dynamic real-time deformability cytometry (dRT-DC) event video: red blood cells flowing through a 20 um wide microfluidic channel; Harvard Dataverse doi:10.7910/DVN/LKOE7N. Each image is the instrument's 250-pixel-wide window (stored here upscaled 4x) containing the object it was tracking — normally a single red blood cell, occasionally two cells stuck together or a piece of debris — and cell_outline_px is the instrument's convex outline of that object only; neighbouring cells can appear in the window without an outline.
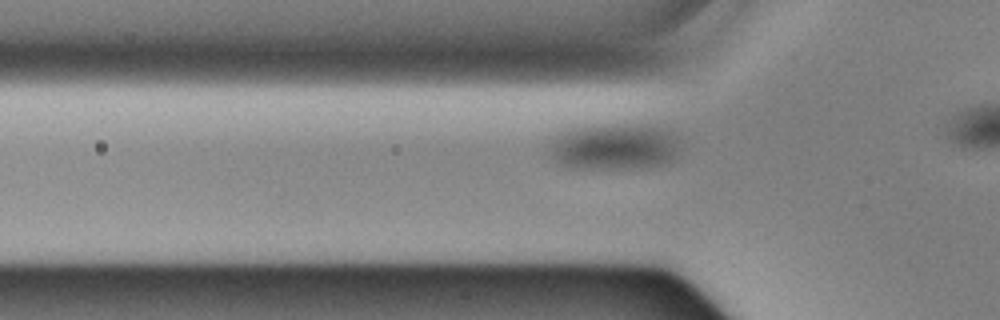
{"species": "Egyptian fruit bat (a non-hibernating species)", "species_latin": "Rousettus aegyptiacus", "temperature_condition": "cold", "stored_images_in_passage": 33, "camera_frame_rate_fps": 3000, "um_per_image_px": 0.085, "animal": {"sex": "male"}, "frame": {"image": 1, "passage_image": 5, "time_ms": 1.333, "image_size_px": [1000, 320], "cell_outline_px": [[676, 152], [672, 160], [664, 164], [648, 168], [568, 168], [560, 164], [552, 156], [548, 148], [552, 140], [568, 124], [648, 124], [660, 128], [668, 132], [676, 140]], "centroid_in_image_um": [52.08, 12.43], "position_along_channel_um": 73.7, "area_um2": 36.01}}
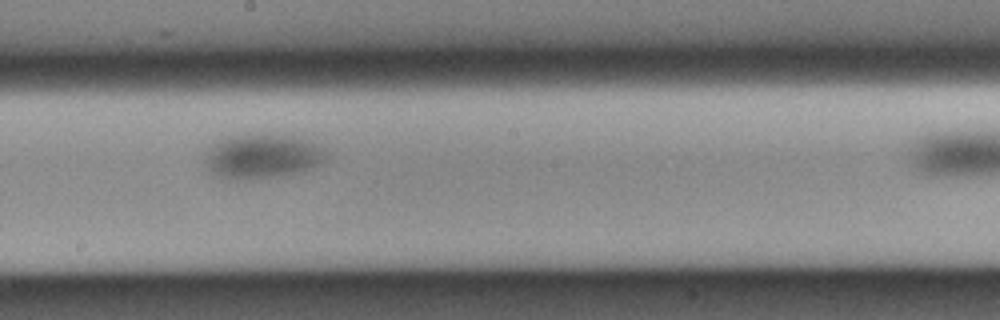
{"frame": {"image": 2, "passage_image": 18, "time_ms": 5.667, "image_size_px": [1000, 320], "cell_outline_px": [[328, 156], [320, 164], [312, 168], [300, 172], [284, 176], [240, 180], [236, 180], [216, 176], [208, 168], [208, 156], [212, 144], [228, 136], [244, 132], [264, 132], [292, 136], [316, 144], [324, 148], [328, 152]], "centroid_in_image_um": [22.34, 13.26], "position_along_channel_um": 225.9, "area_um2": 31.91}}
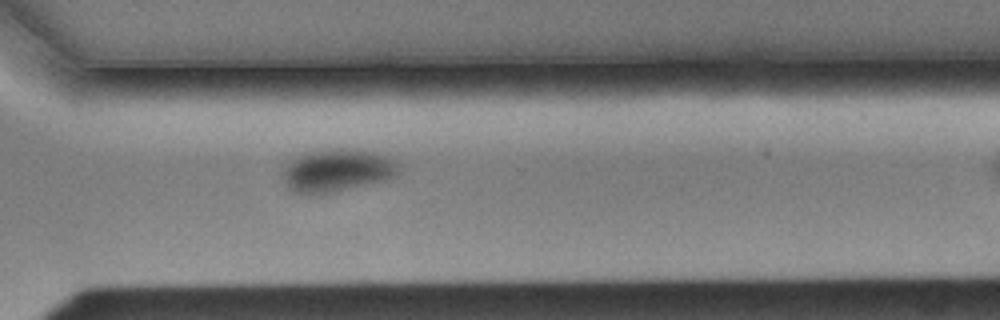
{"frame": {"image": 3, "passage_image": 28, "time_ms": 9.0, "image_size_px": [1000, 320], "cell_outline_px": [[400, 172], [384, 180], [328, 192], [292, 192], [288, 188], [284, 180], [284, 172], [288, 164], [296, 156], [312, 152], [340, 148], [356, 148], [388, 156], [396, 160], [400, 164]], "centroid_in_image_um": [28.72, 14.45], "position_along_channel_um": 341.9, "area_um2": 28.03}}